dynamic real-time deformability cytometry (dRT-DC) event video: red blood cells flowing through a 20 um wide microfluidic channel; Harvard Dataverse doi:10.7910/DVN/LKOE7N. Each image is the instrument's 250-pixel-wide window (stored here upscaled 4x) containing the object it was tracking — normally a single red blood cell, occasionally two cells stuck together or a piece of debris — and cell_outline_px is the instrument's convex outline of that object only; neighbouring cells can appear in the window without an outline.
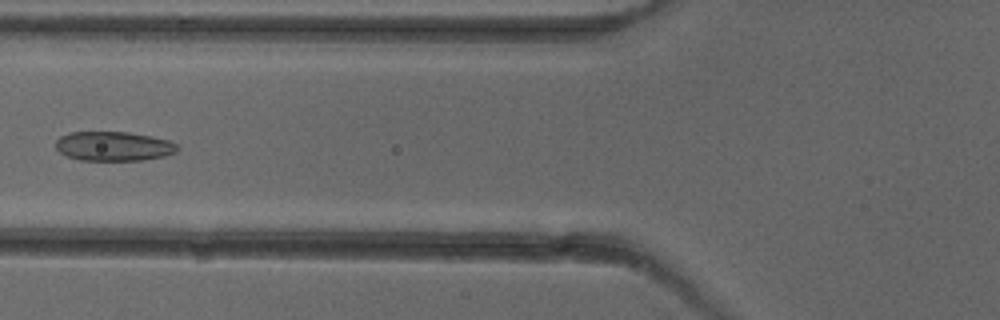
{"species": "common noctule bat (a hibernating species)", "species_latin": "Nyctalus noctula", "temperature_condition": "cold", "stored_images_in_passage": 4, "camera_frame_rate_fps": 3000, "um_per_image_px": 0.085, "animal": {"sex": "female"}, "frame": {"image": 1, "passage_image": 3, "time_ms": 2.333, "image_size_px": [1000, 320], "cell_outline_px": [[180, 148], [176, 152], [164, 156], [144, 160], [80, 160], [68, 156], [60, 152], [56, 148], [56, 140], [60, 136], [68, 132], [128, 132], [152, 136], [168, 140], [176, 144]], "centroid_in_image_um": [9.67, 12.42], "position_along_channel_um": 116.1, "area_um2": 20.87}}
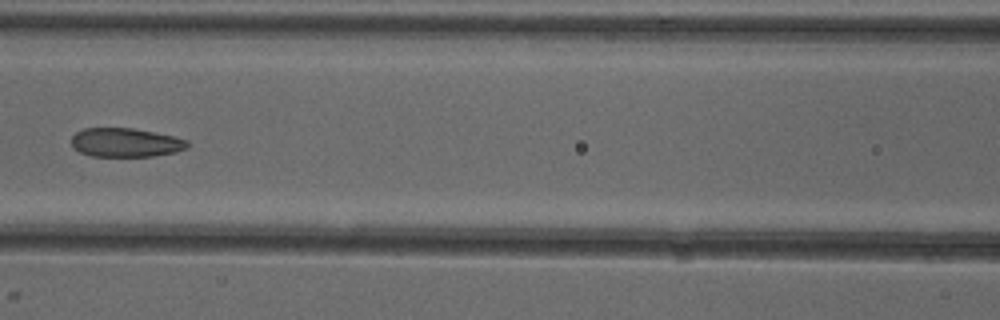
{"frame": {"image": 2, "passage_image": 4, "time_ms": 3.333, "image_size_px": [1000, 320], "cell_outline_px": [[188, 148], [176, 152], [152, 156], [92, 156], [80, 152], [72, 148], [72, 136], [76, 132], [84, 128], [132, 128], [172, 136], [188, 140]], "centroid_in_image_um": [10.66, 12.12], "position_along_channel_um": 155.9, "area_um2": 19.48}}